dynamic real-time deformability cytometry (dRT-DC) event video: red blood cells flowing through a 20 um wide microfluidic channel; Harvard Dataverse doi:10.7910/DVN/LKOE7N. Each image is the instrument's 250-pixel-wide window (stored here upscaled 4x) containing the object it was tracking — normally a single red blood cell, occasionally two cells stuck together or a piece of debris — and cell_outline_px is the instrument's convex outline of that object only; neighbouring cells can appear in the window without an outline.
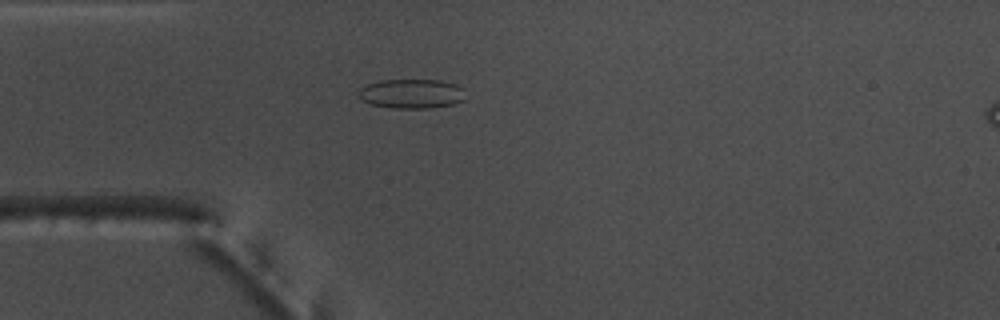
{"species": "common noctule bat (a hibernating species)", "species_latin": "Nyctalus noctula", "temperature_condition": "warm", "stored_images_in_passage": 54, "camera_frame_rate_fps": 3000, "um_per_image_px": 0.085, "animal": {"sex": "male", "body_mass_g": 17.5, "forearm_length_mm": 52.3}, "frame": {"image": 1, "passage_image": 15, "time_ms": 4.667, "image_size_px": [1000, 320], "cell_outline_px": [[464, 100], [452, 104], [432, 108], [392, 108], [372, 104], [360, 100], [356, 96], [356, 92], [360, 88], [368, 84], [380, 80], [440, 80], [456, 84], [464, 88]], "centroid_in_image_um": [34.95, 7.96], "position_along_channel_um": 50.0, "area_um2": 18.55}}
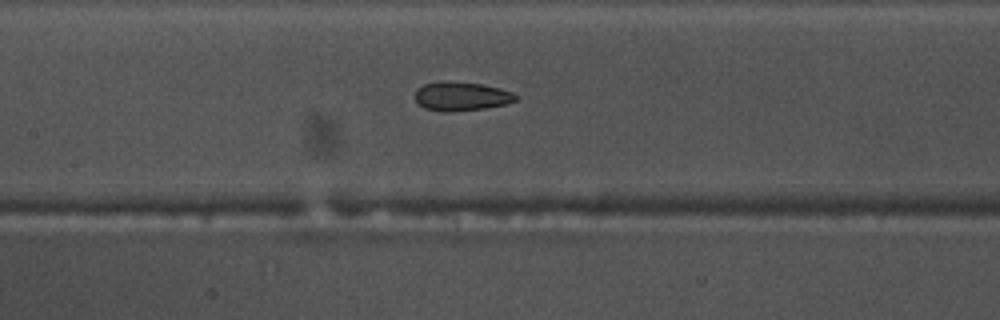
{"frame": {"image": 2, "passage_image": 25, "time_ms": 8.0, "image_size_px": [1000, 320], "cell_outline_px": [[516, 100], [504, 104], [488, 108], [448, 112], [440, 112], [424, 108], [416, 104], [416, 88], [424, 84], [440, 80], [480, 84], [500, 88], [512, 92], [516, 96]], "centroid_in_image_um": [39.15, 8.19], "position_along_channel_um": 168.2, "area_um2": 17.11}}
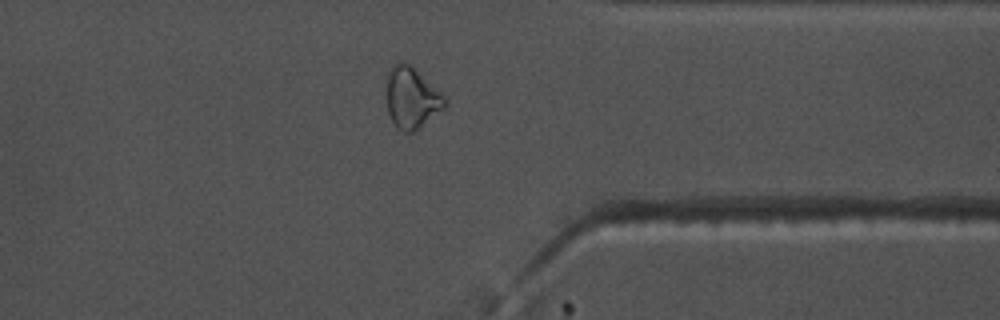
{"frame": {"image": 3, "passage_image": 42, "time_ms": 13.667, "image_size_px": [1000, 320], "cell_outline_px": [[448, 104], [444, 108], [416, 132], [404, 132], [396, 128], [388, 112], [388, 72], [396, 64], [404, 60], [412, 64], [448, 100]], "centroid_in_image_um": [35.03, 8.33], "position_along_channel_um": 376.4, "area_um2": 20.81}, "authors_computed_cell_mechanics": {"area_um2": 19.1318, "velocity_mm_per_s": 3.8026, "shape_relaxation_time_tau1_ms": null, "shape_relaxation_time_tau2_ms": 2.9665, "deformation_change_tau1": null, "deformation_change_tau2": 0.0882}}